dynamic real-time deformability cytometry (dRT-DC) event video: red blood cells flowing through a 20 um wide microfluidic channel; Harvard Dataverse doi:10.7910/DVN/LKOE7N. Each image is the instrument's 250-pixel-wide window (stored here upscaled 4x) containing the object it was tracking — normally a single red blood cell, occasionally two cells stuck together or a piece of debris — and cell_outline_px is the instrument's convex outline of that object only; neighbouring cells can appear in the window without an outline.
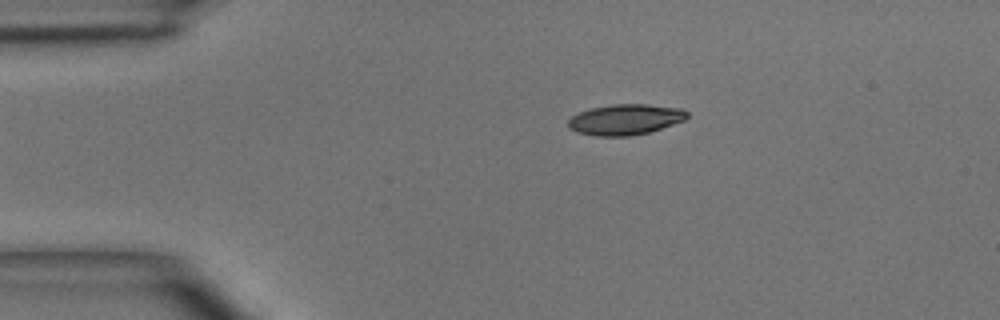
{"species": "common noctule bat (a hibernating species)", "species_latin": "Nyctalus noctula", "temperature_condition": "room temperature", "stored_images_in_passage": 3, "camera_frame_rate_fps": 3000, "um_per_image_px": 0.085, "animal": {"sex": "male", "body_mass_g": 15.6}, "frame": {"image": 1, "passage_image": 2, "time_ms": 1.0, "image_size_px": [1000, 320], "cell_outline_px": [[688, 116], [684, 120], [648, 132], [632, 136], [596, 136], [576, 132], [568, 128], [568, 120], [572, 116], [580, 112], [592, 108], [612, 104], [648, 104], [684, 108], [688, 112]], "centroid_in_image_um": [53.15, 10.15], "position_along_channel_um": 31.9, "area_um2": 21.27}}